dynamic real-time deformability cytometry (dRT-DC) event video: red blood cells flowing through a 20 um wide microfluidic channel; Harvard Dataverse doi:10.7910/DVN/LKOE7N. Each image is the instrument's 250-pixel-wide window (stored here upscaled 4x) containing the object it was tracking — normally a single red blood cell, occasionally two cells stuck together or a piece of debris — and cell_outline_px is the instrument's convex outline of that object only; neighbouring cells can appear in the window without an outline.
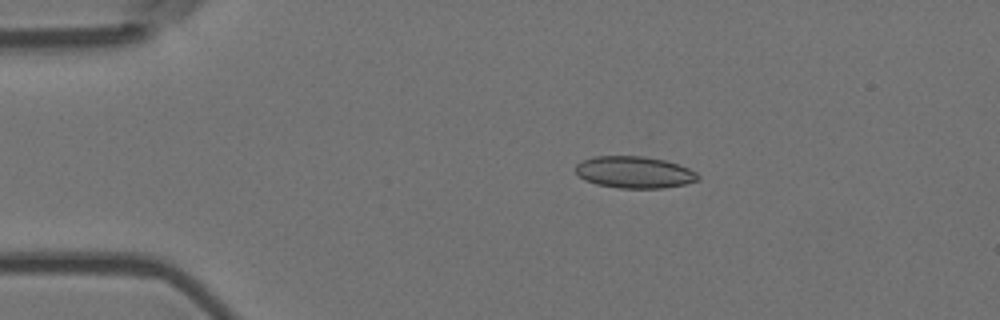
{"species": "Egyptian fruit bat (a non-hibernating species)", "species_latin": "Rousettus aegyptiacus", "temperature_condition": "room temperature", "stored_images_in_passage": 47, "camera_frame_rate_fps": 3000, "um_per_image_px": 0.085, "animal": {"sex": "female"}, "frame": {"image": 1, "passage_image": 2, "time_ms": 0.333, "image_size_px": [1000, 320], "cell_outline_px": [[700, 180], [684, 184], [660, 188], [620, 188], [596, 184], [584, 180], [576, 172], [576, 164], [580, 160], [592, 156], [644, 156], [664, 160], [688, 168], [696, 172], [700, 176]], "centroid_in_image_um": [53.89, 14.63], "position_along_channel_um": 31.1, "area_um2": 22.72}}
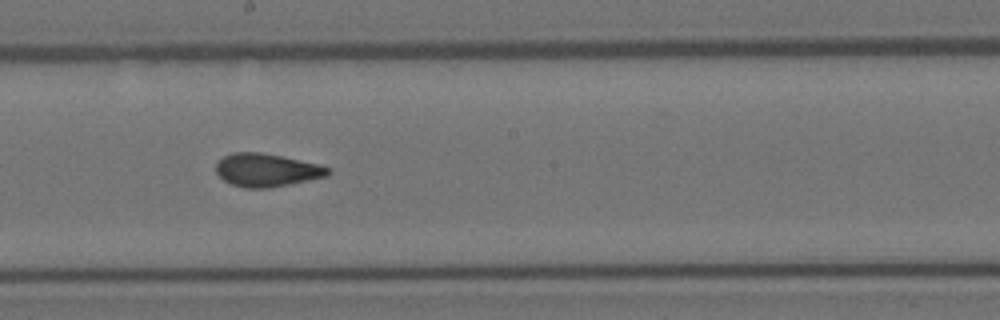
{"frame": {"image": 2, "passage_image": 22, "time_ms": 7.0, "image_size_px": [1000, 320], "cell_outline_px": [[332, 172], [328, 176], [268, 188], [244, 188], [232, 184], [224, 180], [216, 172], [216, 164], [224, 156], [232, 152], [260, 152], [320, 164], [332, 168]], "centroid_in_image_um": [22.69, 14.45], "position_along_channel_um": 225.5, "area_um2": 21.56}}
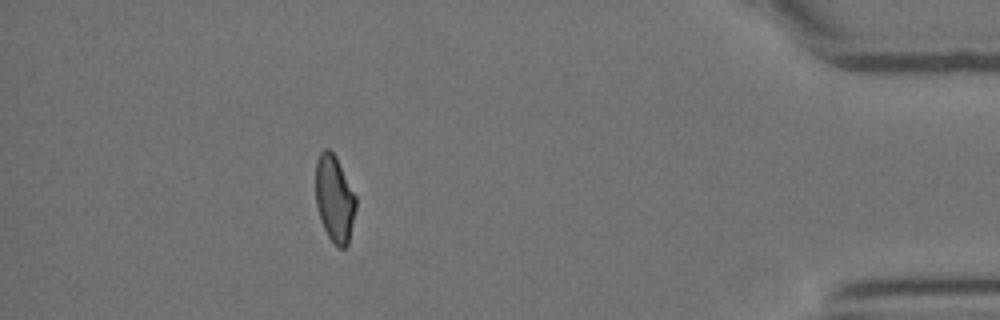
{"frame": {"image": 3, "passage_image": 41, "time_ms": 13.333, "image_size_px": [1000, 320], "cell_outline_px": [[356, 208], [348, 244], [344, 248], [336, 248], [328, 236], [320, 220], [316, 204], [316, 160], [320, 152], [324, 148], [328, 148], [336, 156], [356, 196]], "centroid_in_image_um": [28.43, 16.9], "position_along_channel_um": 406.8, "area_um2": 20.46}, "authors_computed_cell_mechanics": {"area_um2": 21.5016, "velocity_mm_per_s": 3.6586, "shape_relaxation_time_tau1_ms": null, "shape_relaxation_time_tau2_ms": 1.6122, "deformation_change_tau1": null, "deformation_change_tau2": 0.0845}}